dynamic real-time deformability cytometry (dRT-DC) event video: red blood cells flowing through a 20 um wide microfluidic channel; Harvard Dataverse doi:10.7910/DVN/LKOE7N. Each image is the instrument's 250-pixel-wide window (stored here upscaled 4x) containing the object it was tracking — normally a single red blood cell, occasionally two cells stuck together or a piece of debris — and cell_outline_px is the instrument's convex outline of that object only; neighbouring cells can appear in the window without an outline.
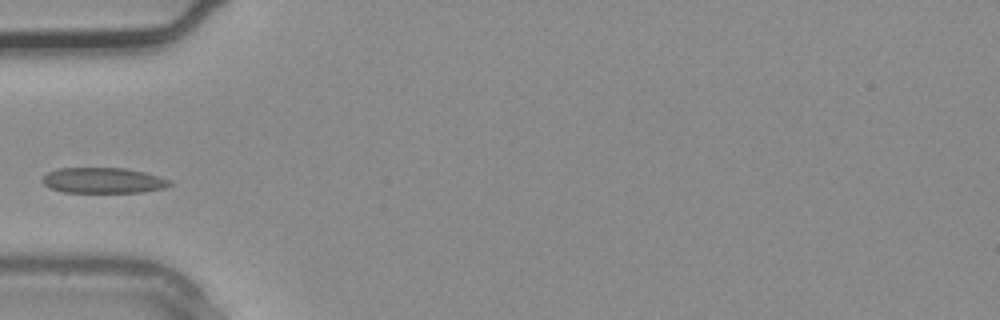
{"species": "common noctule bat (a hibernating species)", "species_latin": "Nyctalus noctula", "temperature_condition": "warm", "stored_images_in_passage": 2, "camera_frame_rate_fps": 3000, "um_per_image_px": 0.085, "animal": {"sex": "male", "body_mass_g": 20.4}, "frame": {"image": 1, "passage_image": 2, "time_ms": 0.333, "image_size_px": [1000, 320], "cell_outline_px": [[172, 184], [164, 188], [140, 192], [64, 192], [48, 188], [40, 180], [48, 172], [60, 168], [124, 168], [144, 172], [160, 176], [172, 180]], "centroid_in_image_um": [8.77, 15.34], "position_along_channel_um": 76.2, "area_um2": 19.02}}